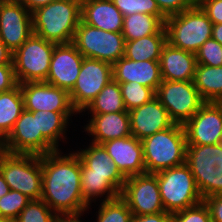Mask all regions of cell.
<instances>
[{"mask_svg":"<svg viewBox=\"0 0 222 222\" xmlns=\"http://www.w3.org/2000/svg\"><path fill=\"white\" fill-rule=\"evenodd\" d=\"M56 150L41 155V199L58 215H83L90 206L81 194V161L72 151Z\"/></svg>","mask_w":222,"mask_h":222,"instance_id":"1","label":"cell"},{"mask_svg":"<svg viewBox=\"0 0 222 222\" xmlns=\"http://www.w3.org/2000/svg\"><path fill=\"white\" fill-rule=\"evenodd\" d=\"M81 21V0H56L32 13L33 34L55 44L71 43Z\"/></svg>","mask_w":222,"mask_h":222,"instance_id":"2","label":"cell"},{"mask_svg":"<svg viewBox=\"0 0 222 222\" xmlns=\"http://www.w3.org/2000/svg\"><path fill=\"white\" fill-rule=\"evenodd\" d=\"M146 173H158L186 163V134L183 125L156 132L141 140Z\"/></svg>","mask_w":222,"mask_h":222,"instance_id":"3","label":"cell"},{"mask_svg":"<svg viewBox=\"0 0 222 222\" xmlns=\"http://www.w3.org/2000/svg\"><path fill=\"white\" fill-rule=\"evenodd\" d=\"M164 27L171 46L196 54L204 42L212 37L213 23L195 3L191 8L167 17Z\"/></svg>","mask_w":222,"mask_h":222,"instance_id":"4","label":"cell"},{"mask_svg":"<svg viewBox=\"0 0 222 222\" xmlns=\"http://www.w3.org/2000/svg\"><path fill=\"white\" fill-rule=\"evenodd\" d=\"M0 173L11 190L18 191L31 200L42 197L41 155H0Z\"/></svg>","mask_w":222,"mask_h":222,"instance_id":"5","label":"cell"},{"mask_svg":"<svg viewBox=\"0 0 222 222\" xmlns=\"http://www.w3.org/2000/svg\"><path fill=\"white\" fill-rule=\"evenodd\" d=\"M186 164L203 199L222 195V143L187 145Z\"/></svg>","mask_w":222,"mask_h":222,"instance_id":"6","label":"cell"},{"mask_svg":"<svg viewBox=\"0 0 222 222\" xmlns=\"http://www.w3.org/2000/svg\"><path fill=\"white\" fill-rule=\"evenodd\" d=\"M155 174L166 212L172 214L203 201L194 176L186 163Z\"/></svg>","mask_w":222,"mask_h":222,"instance_id":"7","label":"cell"},{"mask_svg":"<svg viewBox=\"0 0 222 222\" xmlns=\"http://www.w3.org/2000/svg\"><path fill=\"white\" fill-rule=\"evenodd\" d=\"M55 45L32 34L15 50L12 63L17 83L45 82Z\"/></svg>","mask_w":222,"mask_h":222,"instance_id":"8","label":"cell"},{"mask_svg":"<svg viewBox=\"0 0 222 222\" xmlns=\"http://www.w3.org/2000/svg\"><path fill=\"white\" fill-rule=\"evenodd\" d=\"M72 43L84 57L113 65L124 57L126 41L122 32L104 31L87 25L81 20Z\"/></svg>","mask_w":222,"mask_h":222,"instance_id":"9","label":"cell"},{"mask_svg":"<svg viewBox=\"0 0 222 222\" xmlns=\"http://www.w3.org/2000/svg\"><path fill=\"white\" fill-rule=\"evenodd\" d=\"M155 96L168 111L175 124L184 125L206 102L194 81L162 80Z\"/></svg>","mask_w":222,"mask_h":222,"instance_id":"10","label":"cell"},{"mask_svg":"<svg viewBox=\"0 0 222 222\" xmlns=\"http://www.w3.org/2000/svg\"><path fill=\"white\" fill-rule=\"evenodd\" d=\"M2 144L4 152L11 154L44 155L57 150L39 130L38 114L26 109Z\"/></svg>","mask_w":222,"mask_h":222,"instance_id":"11","label":"cell"},{"mask_svg":"<svg viewBox=\"0 0 222 222\" xmlns=\"http://www.w3.org/2000/svg\"><path fill=\"white\" fill-rule=\"evenodd\" d=\"M120 197L127 203L133 216L165 212L154 173L127 177Z\"/></svg>","mask_w":222,"mask_h":222,"instance_id":"12","label":"cell"},{"mask_svg":"<svg viewBox=\"0 0 222 222\" xmlns=\"http://www.w3.org/2000/svg\"><path fill=\"white\" fill-rule=\"evenodd\" d=\"M112 79V64L84 57L76 84L69 92L73 108L82 113Z\"/></svg>","mask_w":222,"mask_h":222,"instance_id":"13","label":"cell"},{"mask_svg":"<svg viewBox=\"0 0 222 222\" xmlns=\"http://www.w3.org/2000/svg\"><path fill=\"white\" fill-rule=\"evenodd\" d=\"M33 34L32 13L19 0H5L0 7V39L14 52Z\"/></svg>","mask_w":222,"mask_h":222,"instance_id":"14","label":"cell"},{"mask_svg":"<svg viewBox=\"0 0 222 222\" xmlns=\"http://www.w3.org/2000/svg\"><path fill=\"white\" fill-rule=\"evenodd\" d=\"M183 127L187 145L222 143V105L206 102Z\"/></svg>","mask_w":222,"mask_h":222,"instance_id":"15","label":"cell"},{"mask_svg":"<svg viewBox=\"0 0 222 222\" xmlns=\"http://www.w3.org/2000/svg\"><path fill=\"white\" fill-rule=\"evenodd\" d=\"M24 109L52 111L60 113H78L72 106L69 92L46 82H26L20 84Z\"/></svg>","mask_w":222,"mask_h":222,"instance_id":"16","label":"cell"},{"mask_svg":"<svg viewBox=\"0 0 222 222\" xmlns=\"http://www.w3.org/2000/svg\"><path fill=\"white\" fill-rule=\"evenodd\" d=\"M83 59L72 42L56 44L45 82L70 92L76 84Z\"/></svg>","mask_w":222,"mask_h":222,"instance_id":"17","label":"cell"},{"mask_svg":"<svg viewBox=\"0 0 222 222\" xmlns=\"http://www.w3.org/2000/svg\"><path fill=\"white\" fill-rule=\"evenodd\" d=\"M131 134L139 140L171 127L174 122L155 96L149 102L129 111Z\"/></svg>","mask_w":222,"mask_h":222,"instance_id":"18","label":"cell"},{"mask_svg":"<svg viewBox=\"0 0 222 222\" xmlns=\"http://www.w3.org/2000/svg\"><path fill=\"white\" fill-rule=\"evenodd\" d=\"M101 145L126 178L146 173L141 140L133 135L109 140Z\"/></svg>","mask_w":222,"mask_h":222,"instance_id":"19","label":"cell"},{"mask_svg":"<svg viewBox=\"0 0 222 222\" xmlns=\"http://www.w3.org/2000/svg\"><path fill=\"white\" fill-rule=\"evenodd\" d=\"M75 152L81 161V175L105 176L120 192L122 191L126 177L102 145L91 142L88 147Z\"/></svg>","mask_w":222,"mask_h":222,"instance_id":"20","label":"cell"},{"mask_svg":"<svg viewBox=\"0 0 222 222\" xmlns=\"http://www.w3.org/2000/svg\"><path fill=\"white\" fill-rule=\"evenodd\" d=\"M92 117V118H91ZM85 133L91 137V142L101 145L102 143L131 136L129 111H121L107 114H90Z\"/></svg>","mask_w":222,"mask_h":222,"instance_id":"21","label":"cell"},{"mask_svg":"<svg viewBox=\"0 0 222 222\" xmlns=\"http://www.w3.org/2000/svg\"><path fill=\"white\" fill-rule=\"evenodd\" d=\"M112 74L119 84L137 82L155 92L162 83L159 61H133L122 57L112 65Z\"/></svg>","mask_w":222,"mask_h":222,"instance_id":"22","label":"cell"},{"mask_svg":"<svg viewBox=\"0 0 222 222\" xmlns=\"http://www.w3.org/2000/svg\"><path fill=\"white\" fill-rule=\"evenodd\" d=\"M162 80L194 81L196 54L171 46H163L159 59Z\"/></svg>","mask_w":222,"mask_h":222,"instance_id":"23","label":"cell"},{"mask_svg":"<svg viewBox=\"0 0 222 222\" xmlns=\"http://www.w3.org/2000/svg\"><path fill=\"white\" fill-rule=\"evenodd\" d=\"M81 20L108 32H122L124 16L111 0H81Z\"/></svg>","mask_w":222,"mask_h":222,"instance_id":"24","label":"cell"},{"mask_svg":"<svg viewBox=\"0 0 222 222\" xmlns=\"http://www.w3.org/2000/svg\"><path fill=\"white\" fill-rule=\"evenodd\" d=\"M167 34L163 26L156 34L126 41L124 57L133 61H159Z\"/></svg>","mask_w":222,"mask_h":222,"instance_id":"25","label":"cell"},{"mask_svg":"<svg viewBox=\"0 0 222 222\" xmlns=\"http://www.w3.org/2000/svg\"><path fill=\"white\" fill-rule=\"evenodd\" d=\"M24 110V100L18 83L11 90L0 93V140L3 141Z\"/></svg>","mask_w":222,"mask_h":222,"instance_id":"26","label":"cell"},{"mask_svg":"<svg viewBox=\"0 0 222 222\" xmlns=\"http://www.w3.org/2000/svg\"><path fill=\"white\" fill-rule=\"evenodd\" d=\"M194 84L205 102L219 103L222 100V66L197 64Z\"/></svg>","mask_w":222,"mask_h":222,"instance_id":"27","label":"cell"},{"mask_svg":"<svg viewBox=\"0 0 222 222\" xmlns=\"http://www.w3.org/2000/svg\"><path fill=\"white\" fill-rule=\"evenodd\" d=\"M39 130L42 135L57 149L59 141L64 142L69 127L70 118L78 113H60L52 111H37Z\"/></svg>","mask_w":222,"mask_h":222,"instance_id":"28","label":"cell"},{"mask_svg":"<svg viewBox=\"0 0 222 222\" xmlns=\"http://www.w3.org/2000/svg\"><path fill=\"white\" fill-rule=\"evenodd\" d=\"M86 111H88V114L127 111L123 102L120 84L114 79L110 80L82 112L85 113Z\"/></svg>","mask_w":222,"mask_h":222,"instance_id":"29","label":"cell"},{"mask_svg":"<svg viewBox=\"0 0 222 222\" xmlns=\"http://www.w3.org/2000/svg\"><path fill=\"white\" fill-rule=\"evenodd\" d=\"M163 26L164 23L157 16L135 13L124 16L122 35L125 41L136 40L156 34Z\"/></svg>","mask_w":222,"mask_h":222,"instance_id":"30","label":"cell"},{"mask_svg":"<svg viewBox=\"0 0 222 222\" xmlns=\"http://www.w3.org/2000/svg\"><path fill=\"white\" fill-rule=\"evenodd\" d=\"M81 194L83 200L90 206L102 196L105 197L100 202L115 199L120 196V191L105 176L81 175Z\"/></svg>","mask_w":222,"mask_h":222,"instance_id":"31","label":"cell"},{"mask_svg":"<svg viewBox=\"0 0 222 222\" xmlns=\"http://www.w3.org/2000/svg\"><path fill=\"white\" fill-rule=\"evenodd\" d=\"M99 205L97 222H132L133 214L120 196L102 201Z\"/></svg>","mask_w":222,"mask_h":222,"instance_id":"32","label":"cell"},{"mask_svg":"<svg viewBox=\"0 0 222 222\" xmlns=\"http://www.w3.org/2000/svg\"><path fill=\"white\" fill-rule=\"evenodd\" d=\"M123 102L127 111L149 102L155 97V91L137 82L120 83Z\"/></svg>","mask_w":222,"mask_h":222,"instance_id":"33","label":"cell"},{"mask_svg":"<svg viewBox=\"0 0 222 222\" xmlns=\"http://www.w3.org/2000/svg\"><path fill=\"white\" fill-rule=\"evenodd\" d=\"M58 215L42 200H31L14 222H57Z\"/></svg>","mask_w":222,"mask_h":222,"instance_id":"34","label":"cell"},{"mask_svg":"<svg viewBox=\"0 0 222 222\" xmlns=\"http://www.w3.org/2000/svg\"><path fill=\"white\" fill-rule=\"evenodd\" d=\"M123 16L135 13L157 16L163 23L166 17L161 13L155 0H111Z\"/></svg>","mask_w":222,"mask_h":222,"instance_id":"35","label":"cell"},{"mask_svg":"<svg viewBox=\"0 0 222 222\" xmlns=\"http://www.w3.org/2000/svg\"><path fill=\"white\" fill-rule=\"evenodd\" d=\"M30 201L27 196L10 189L0 198V216L15 220Z\"/></svg>","mask_w":222,"mask_h":222,"instance_id":"36","label":"cell"},{"mask_svg":"<svg viewBox=\"0 0 222 222\" xmlns=\"http://www.w3.org/2000/svg\"><path fill=\"white\" fill-rule=\"evenodd\" d=\"M197 64L219 67L222 66V45L209 38L196 53Z\"/></svg>","mask_w":222,"mask_h":222,"instance_id":"37","label":"cell"},{"mask_svg":"<svg viewBox=\"0 0 222 222\" xmlns=\"http://www.w3.org/2000/svg\"><path fill=\"white\" fill-rule=\"evenodd\" d=\"M172 222H212L210 212L202 201L184 210L172 213Z\"/></svg>","mask_w":222,"mask_h":222,"instance_id":"38","label":"cell"},{"mask_svg":"<svg viewBox=\"0 0 222 222\" xmlns=\"http://www.w3.org/2000/svg\"><path fill=\"white\" fill-rule=\"evenodd\" d=\"M161 13L167 18L191 8L196 0H155Z\"/></svg>","mask_w":222,"mask_h":222,"instance_id":"39","label":"cell"},{"mask_svg":"<svg viewBox=\"0 0 222 222\" xmlns=\"http://www.w3.org/2000/svg\"><path fill=\"white\" fill-rule=\"evenodd\" d=\"M213 24L222 23V0H196Z\"/></svg>","mask_w":222,"mask_h":222,"instance_id":"40","label":"cell"},{"mask_svg":"<svg viewBox=\"0 0 222 222\" xmlns=\"http://www.w3.org/2000/svg\"><path fill=\"white\" fill-rule=\"evenodd\" d=\"M17 84L13 64L0 65V93L11 90Z\"/></svg>","mask_w":222,"mask_h":222,"instance_id":"41","label":"cell"},{"mask_svg":"<svg viewBox=\"0 0 222 222\" xmlns=\"http://www.w3.org/2000/svg\"><path fill=\"white\" fill-rule=\"evenodd\" d=\"M203 201L208 207L212 222H222V195H212Z\"/></svg>","mask_w":222,"mask_h":222,"instance_id":"42","label":"cell"},{"mask_svg":"<svg viewBox=\"0 0 222 222\" xmlns=\"http://www.w3.org/2000/svg\"><path fill=\"white\" fill-rule=\"evenodd\" d=\"M132 222H172V214L160 212L157 214L133 216Z\"/></svg>","mask_w":222,"mask_h":222,"instance_id":"43","label":"cell"},{"mask_svg":"<svg viewBox=\"0 0 222 222\" xmlns=\"http://www.w3.org/2000/svg\"><path fill=\"white\" fill-rule=\"evenodd\" d=\"M29 12L33 13L36 9L46 6L56 0H19Z\"/></svg>","mask_w":222,"mask_h":222,"instance_id":"44","label":"cell"},{"mask_svg":"<svg viewBox=\"0 0 222 222\" xmlns=\"http://www.w3.org/2000/svg\"><path fill=\"white\" fill-rule=\"evenodd\" d=\"M13 52L10 51L4 42L0 39V65L13 64L12 63Z\"/></svg>","mask_w":222,"mask_h":222,"instance_id":"45","label":"cell"},{"mask_svg":"<svg viewBox=\"0 0 222 222\" xmlns=\"http://www.w3.org/2000/svg\"><path fill=\"white\" fill-rule=\"evenodd\" d=\"M212 38L222 45V23L213 24Z\"/></svg>","mask_w":222,"mask_h":222,"instance_id":"46","label":"cell"},{"mask_svg":"<svg viewBox=\"0 0 222 222\" xmlns=\"http://www.w3.org/2000/svg\"><path fill=\"white\" fill-rule=\"evenodd\" d=\"M83 215H70V216H59L57 222H84L81 221Z\"/></svg>","mask_w":222,"mask_h":222,"instance_id":"47","label":"cell"},{"mask_svg":"<svg viewBox=\"0 0 222 222\" xmlns=\"http://www.w3.org/2000/svg\"><path fill=\"white\" fill-rule=\"evenodd\" d=\"M9 185L4 180L3 176L0 173V198L6 195L9 192Z\"/></svg>","mask_w":222,"mask_h":222,"instance_id":"48","label":"cell"},{"mask_svg":"<svg viewBox=\"0 0 222 222\" xmlns=\"http://www.w3.org/2000/svg\"><path fill=\"white\" fill-rule=\"evenodd\" d=\"M0 222H14V220L0 216Z\"/></svg>","mask_w":222,"mask_h":222,"instance_id":"49","label":"cell"},{"mask_svg":"<svg viewBox=\"0 0 222 222\" xmlns=\"http://www.w3.org/2000/svg\"><path fill=\"white\" fill-rule=\"evenodd\" d=\"M4 152L3 150V144L2 141L0 140V155Z\"/></svg>","mask_w":222,"mask_h":222,"instance_id":"50","label":"cell"},{"mask_svg":"<svg viewBox=\"0 0 222 222\" xmlns=\"http://www.w3.org/2000/svg\"><path fill=\"white\" fill-rule=\"evenodd\" d=\"M5 0H0V7H1V4L4 2Z\"/></svg>","mask_w":222,"mask_h":222,"instance_id":"51","label":"cell"}]
</instances>
